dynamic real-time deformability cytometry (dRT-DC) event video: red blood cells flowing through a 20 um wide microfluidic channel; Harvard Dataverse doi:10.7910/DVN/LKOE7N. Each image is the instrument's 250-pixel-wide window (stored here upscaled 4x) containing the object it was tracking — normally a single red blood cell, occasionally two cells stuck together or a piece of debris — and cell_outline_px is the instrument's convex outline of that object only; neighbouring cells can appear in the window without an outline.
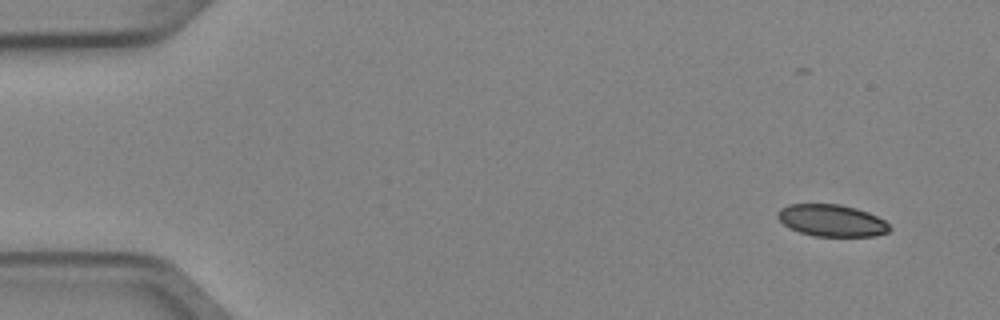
{"species": "Egyptian fruit bat (a non-hibernating species)", "species_latin": "Rousettus aegyptiacus", "temperature_condition": "cold", "stored_images_in_passage": 4, "camera_frame_rate_fps": 3000, "um_per_image_px": 0.085, "animal": {"sex": "female"}, "frame": {"image": 1, "passage_image": 1, "time_ms": 0.0, "image_size_px": [1000, 320], "cell_outline_px": [[892, 228], [888, 232], [876, 236], [812, 236], [788, 228], [776, 216], [776, 212], [780, 208], [788, 204], [840, 204], [856, 208], [868, 212], [884, 220]], "centroid_in_image_um": [70.67, 18.74], "position_along_channel_um": 14.3, "area_um2": 20.98}}
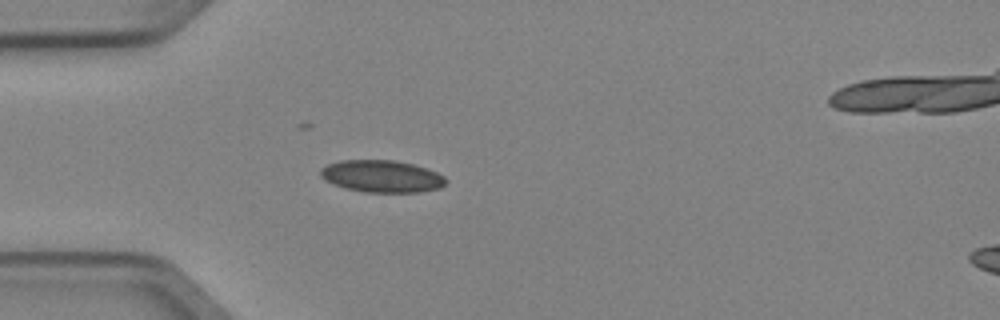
{"frame": {"image": 2, "passage_image": 4, "time_ms": 1.0, "image_size_px": [1000, 320], "cell_outline_px": [[444, 184], [440, 188], [420, 192], [364, 192], [344, 188], [324, 180], [320, 176], [320, 168], [328, 164], [344, 160], [392, 160], [412, 164], [428, 168], [444, 176]], "centroid_in_image_um": [32.42, 14.98], "position_along_channel_um": 52.6, "area_um2": 23.41}}